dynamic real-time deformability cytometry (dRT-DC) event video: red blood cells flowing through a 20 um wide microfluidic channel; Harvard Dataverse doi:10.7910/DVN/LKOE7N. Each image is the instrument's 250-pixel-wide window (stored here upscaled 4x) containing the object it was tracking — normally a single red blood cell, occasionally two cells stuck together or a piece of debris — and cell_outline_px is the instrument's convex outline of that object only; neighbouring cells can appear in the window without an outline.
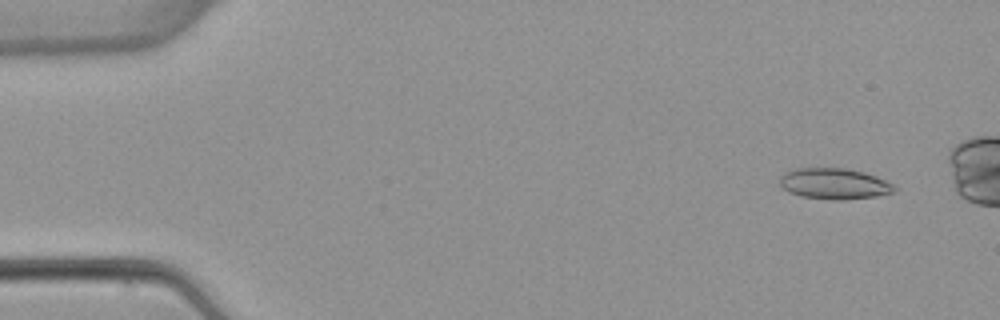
{"species": "common noctule bat (a hibernating species)", "species_latin": "Nyctalus noctula", "temperature_condition": "warm", "stored_images_in_passage": 6, "camera_frame_rate_fps": 3000, "um_per_image_px": 0.085, "animal": {"sex": "female", "body_mass_g": 22.7, "forearm_length_mm": 54.2}, "frame": {"image": 1, "passage_image": 2, "time_ms": 1.0, "image_size_px": [1000, 320], "cell_outline_px": [[896, 192], [876, 196], [844, 200], [832, 200], [800, 196], [788, 192], [780, 184], [780, 176], [784, 172], [796, 168], [848, 168], [864, 172], [876, 176], [892, 184], [896, 188]], "centroid_in_image_um": [70.91, 15.61], "position_along_channel_um": 14.1, "area_um2": 20.81}}